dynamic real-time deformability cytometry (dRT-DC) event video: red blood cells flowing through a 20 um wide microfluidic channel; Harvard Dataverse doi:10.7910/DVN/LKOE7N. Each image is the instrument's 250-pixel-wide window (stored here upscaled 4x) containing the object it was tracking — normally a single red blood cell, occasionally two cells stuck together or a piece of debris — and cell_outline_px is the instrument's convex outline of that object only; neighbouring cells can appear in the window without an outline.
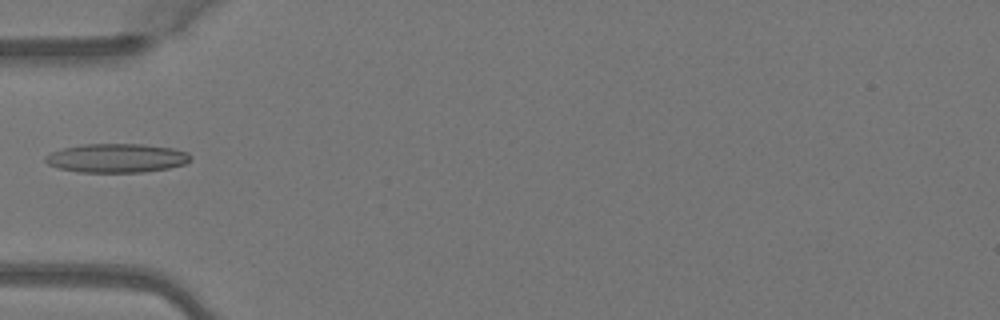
{"species": "Egyptian fruit bat (a non-hibernating species)", "species_latin": "Rousettus aegyptiacus", "temperature_condition": "warm", "stored_images_in_passage": 6, "camera_frame_rate_fps": 3000, "um_per_image_px": 0.085, "animal": {"sex": "female"}, "frame": {"image": 1, "passage_image": 5, "time_ms": 1.333, "image_size_px": [1000, 320], "cell_outline_px": [[192, 160], [184, 164], [168, 168], [144, 172], [80, 172], [60, 168], [48, 164], [44, 160], [44, 156], [52, 152], [64, 148], [84, 144], [144, 144], [172, 148], [188, 152], [192, 156]], "centroid_in_image_um": [9.95, 13.43], "position_along_channel_um": 75.1, "area_um2": 24.45}}
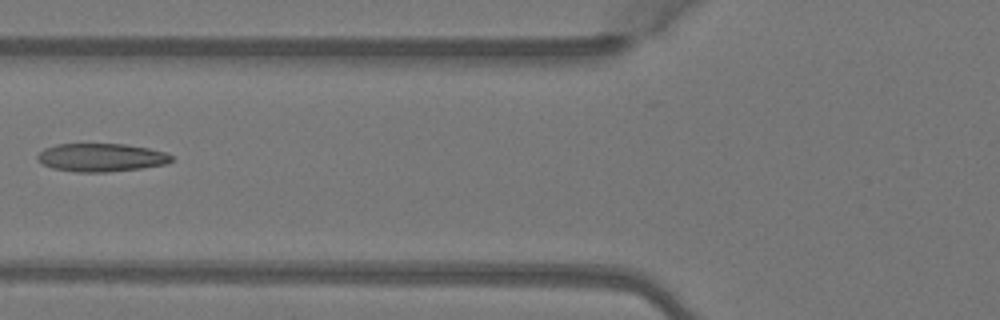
{"frame": {"image": 2, "passage_image": 6, "time_ms": 1.667, "image_size_px": [1000, 320], "cell_outline_px": [[172, 160], [164, 164], [140, 168], [108, 172], [76, 172], [52, 168], [44, 164], [36, 156], [44, 148], [56, 144], [124, 144], [148, 148], [168, 152], [172, 156]], "centroid_in_image_um": [8.61, 13.38], "position_along_channel_um": 117.2, "area_um2": 21.91}}